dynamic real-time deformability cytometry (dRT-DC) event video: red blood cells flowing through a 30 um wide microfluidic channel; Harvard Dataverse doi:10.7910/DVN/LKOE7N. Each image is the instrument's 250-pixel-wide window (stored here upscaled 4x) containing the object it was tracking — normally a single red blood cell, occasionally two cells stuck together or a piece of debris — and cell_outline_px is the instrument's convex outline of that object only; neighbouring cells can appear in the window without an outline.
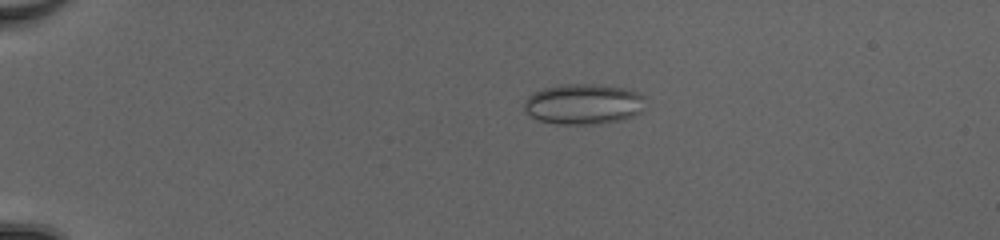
{"species": "common noctule bat (a hibernating species)", "species_latin": "Nyctalus noctula", "temperature_condition": "cold", "stored_images_in_passage": 52, "camera_frame_rate_fps": 3000, "um_per_image_px": 0.085, "animal": {"sex": "female", "body_mass_g": 20.0, "forearm_length_mm": 54.0}, "frame": {"image": 1, "passage_image": 13, "time_ms": 4.0, "image_size_px": [1000, 240], "cell_outline_px": [[644, 112], [620, 120], [596, 124], [556, 124], [536, 120], [524, 112], [524, 100], [532, 92], [544, 88], [560, 84], [596, 84], [628, 88], [644, 96]], "centroid_in_image_um": [49.58, 8.84], "position_along_channel_um": 35.4, "area_um2": 29.13}}
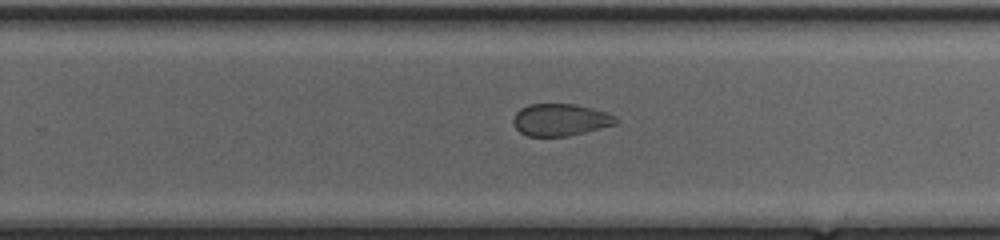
{"frame": {"image": 2, "passage_image": 36, "time_ms": 11.667, "image_size_px": [1000, 240], "cell_outline_px": [[620, 120], [616, 124], [568, 136], [528, 136], [520, 132], [512, 124], [512, 120], [516, 112], [520, 108], [528, 104], [576, 104], [608, 112], [616, 116]], "centroid_in_image_um": [47.63, 10.17], "position_along_channel_um": 282.2, "area_um2": 19.36}}
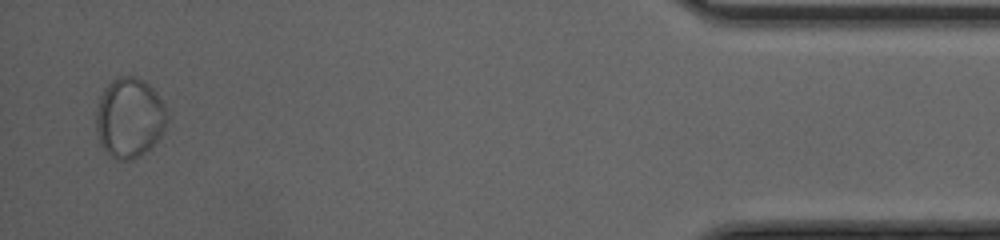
{"frame": {"image": 3, "passage_image": 51, "time_ms": 16.667, "image_size_px": [1000, 240], "cell_outline_px": [[168, 120], [164, 132], [152, 148], [140, 156], [132, 160], [116, 160], [108, 156], [104, 152], [96, 136], [96, 112], [100, 96], [104, 88], [112, 80], [120, 76], [136, 76], [144, 80], [156, 92], [164, 104], [168, 116]], "centroid_in_image_um": [11.0, 10.05], "position_along_channel_um": 424.2, "area_um2": 33.87}}